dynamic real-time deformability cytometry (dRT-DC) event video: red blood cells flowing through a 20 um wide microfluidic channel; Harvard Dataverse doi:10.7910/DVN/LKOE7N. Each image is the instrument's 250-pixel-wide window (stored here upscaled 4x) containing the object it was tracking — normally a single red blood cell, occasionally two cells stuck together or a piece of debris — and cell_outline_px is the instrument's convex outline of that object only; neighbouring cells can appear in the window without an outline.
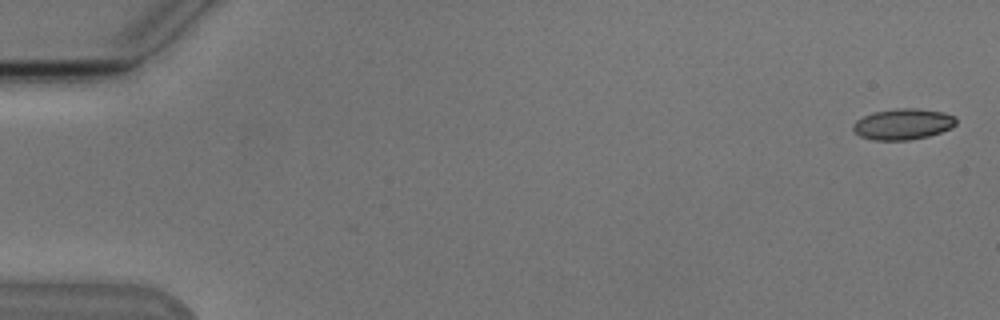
{"species": "Egyptian fruit bat (a non-hibernating species)", "species_latin": "Rousettus aegyptiacus", "temperature_condition": "cold", "stored_images_in_passage": 5, "camera_frame_rate_fps": 3000, "um_per_image_px": 0.085, "animal": {"sex": "male"}, "frame": {"image": 1, "passage_image": 1, "time_ms": 0.0, "image_size_px": [1000, 320], "cell_outline_px": [[956, 124], [952, 128], [928, 136], [908, 140], [872, 140], [860, 136], [852, 128], [852, 124], [856, 120], [864, 116], [876, 112], [896, 108], [916, 108], [944, 112], [956, 116]], "centroid_in_image_um": [76.77, 10.55], "position_along_channel_um": 8.2, "area_um2": 18.61}}
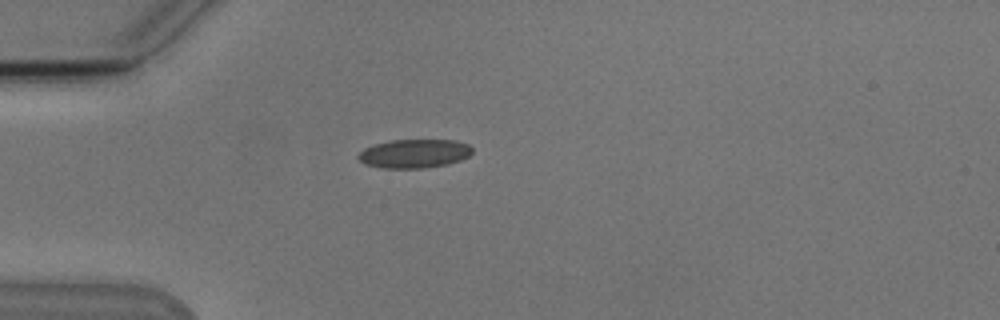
{"frame": {"image": 2, "passage_image": 5, "time_ms": 4.667, "image_size_px": [1000, 320], "cell_outline_px": [[472, 152], [468, 156], [460, 160], [448, 164], [424, 168], [380, 168], [364, 164], [356, 156], [364, 148], [388, 140], [456, 140], [468, 144], [472, 148]], "centroid_in_image_um": [35.2, 13.05], "position_along_channel_um": 49.8, "area_um2": 19.19}}